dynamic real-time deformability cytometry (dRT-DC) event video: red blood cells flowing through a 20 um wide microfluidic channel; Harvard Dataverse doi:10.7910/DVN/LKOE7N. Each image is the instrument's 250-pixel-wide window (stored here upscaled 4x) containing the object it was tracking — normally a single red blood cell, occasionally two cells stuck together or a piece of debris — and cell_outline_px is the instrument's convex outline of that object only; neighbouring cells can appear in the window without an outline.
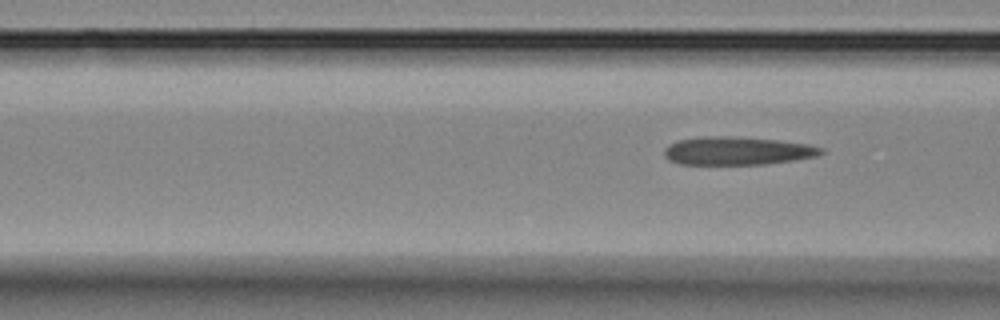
{"species": "Egyptian fruit bat (a non-hibernating species)", "species_latin": "Rousettus aegyptiacus", "temperature_condition": "room temperature", "stored_images_in_passage": 6, "segment_of_instrument_passage": [2, 2], "camera_frame_rate_fps": 3000, "um_per_image_px": 0.085, "animal": {"sex": "female"}, "frame": {"image": 1, "passage_image": 6, "time_ms": 7.333, "image_size_px": [1000, 320], "cell_outline_px": [[828, 152], [816, 156], [796, 160], [768, 164], [680, 164], [668, 160], [664, 156], [664, 148], [668, 144], [676, 140], [700, 136], [736, 136], [780, 140], [808, 144], [824, 148]], "centroid_in_image_um": [62.68, 12.81], "position_along_channel_um": 103.9, "area_um2": 26.3}}